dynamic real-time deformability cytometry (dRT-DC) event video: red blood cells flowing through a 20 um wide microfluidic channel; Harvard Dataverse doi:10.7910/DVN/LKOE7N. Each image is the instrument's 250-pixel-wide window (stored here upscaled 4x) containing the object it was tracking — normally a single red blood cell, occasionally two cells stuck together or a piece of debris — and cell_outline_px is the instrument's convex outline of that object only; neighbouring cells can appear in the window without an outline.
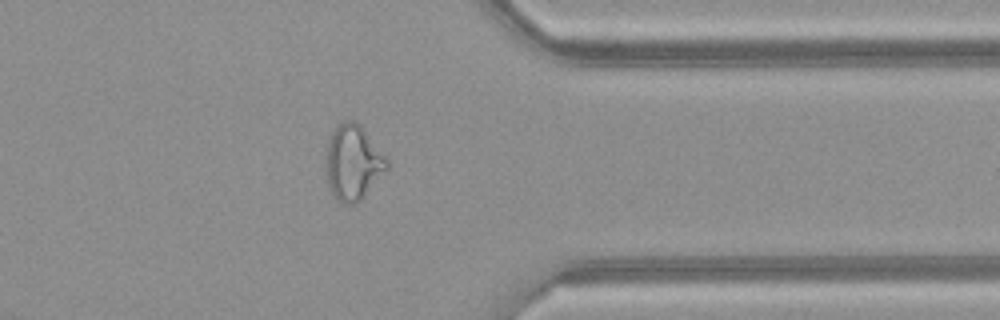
{"species": "common noctule bat (a hibernating species)", "species_latin": "Nyctalus noctula", "temperature_condition": "warm", "stored_images_in_passage": 36, "camera_frame_rate_fps": 3000, "um_per_image_px": 0.085, "animal": {"sex": "female", "body_mass_g": 21.9}, "frame": {"image": 1, "passage_image": 26, "time_ms": 8.333, "image_size_px": [1000, 320], "cell_outline_px": [[388, 168], [364, 196], [356, 204], [344, 204], [336, 200], [332, 196], [328, 184], [324, 164], [328, 140], [332, 132], [344, 120], [356, 120], [360, 124], [388, 156]], "centroid_in_image_um": [30.0, 13.81], "position_along_channel_um": 381.4, "area_um2": 27.22}, "authors_computed_cell_mechanics": {"area_um2": 24.3627, "velocity_mm_per_s": 4.1715, "shape_relaxation_time_tau1_ms": null, "shape_relaxation_time_tau2_ms": 1.457, "deformation_change_tau1": null, "deformation_change_tau2": 0.1087}}